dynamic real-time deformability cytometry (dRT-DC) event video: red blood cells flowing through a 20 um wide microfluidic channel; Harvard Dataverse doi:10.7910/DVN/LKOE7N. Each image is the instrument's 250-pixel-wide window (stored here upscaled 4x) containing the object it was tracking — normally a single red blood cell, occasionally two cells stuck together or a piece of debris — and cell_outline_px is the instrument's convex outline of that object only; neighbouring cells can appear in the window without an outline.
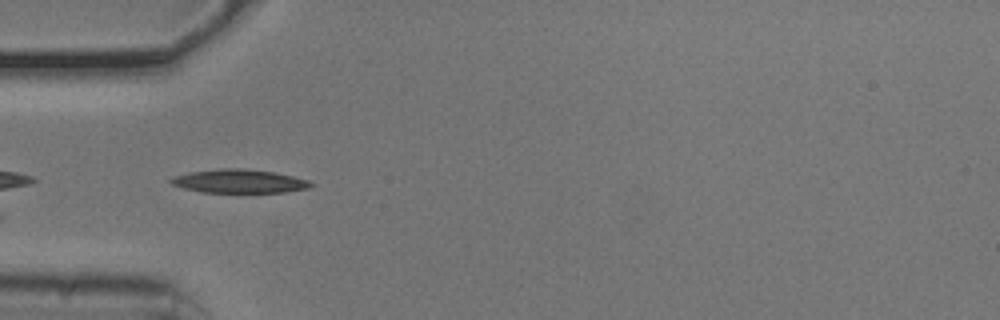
{"species": "common noctule bat (a hibernating species)", "species_latin": "Nyctalus noctula", "temperature_condition": "cold", "stored_images_in_passage": 3, "camera_frame_rate_fps": 3000, "um_per_image_px": 0.085, "animal": {"sex": "male", "body_mass_g": 20.5, "forearm_length_mm": 52.5}, "frame": {"image": 1, "passage_image": 1, "time_ms": 0.0, "image_size_px": [1000, 320], "cell_outline_px": [[316, 184], [308, 188], [284, 192], [200, 192], [184, 188], [172, 184], [168, 180], [172, 176], [188, 172], [220, 168], [236, 168], [272, 172], [292, 176], [308, 180]], "centroid_in_image_um": [20.29, 15.4], "position_along_channel_um": 64.7, "area_um2": 19.13}}